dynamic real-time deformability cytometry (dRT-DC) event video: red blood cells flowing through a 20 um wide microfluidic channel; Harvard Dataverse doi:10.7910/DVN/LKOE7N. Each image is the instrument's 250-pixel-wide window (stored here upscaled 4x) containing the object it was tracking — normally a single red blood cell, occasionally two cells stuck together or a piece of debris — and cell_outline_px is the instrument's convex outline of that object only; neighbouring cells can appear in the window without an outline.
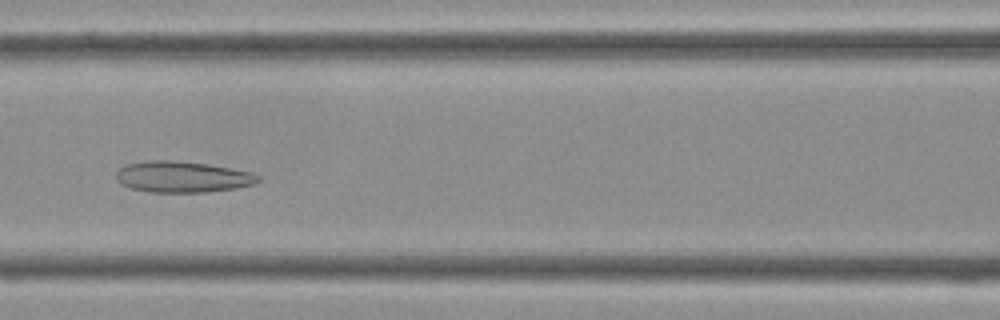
{"species": "Egyptian fruit bat (a non-hibernating species)", "species_latin": "Rousettus aegyptiacus", "temperature_condition": "cold", "stored_images_in_passage": 42, "camera_frame_rate_fps": 3000, "um_per_image_px": 0.085, "frame": {"image": 1, "passage_image": 17, "time_ms": 5.333, "image_size_px": [1000, 320], "cell_outline_px": [[260, 180], [252, 184], [236, 188], [208, 192], [148, 192], [132, 188], [120, 184], [116, 180], [116, 172], [120, 168], [128, 164], [148, 160], [172, 160], [208, 164], [252, 172], [260, 176]], "centroid_in_image_um": [15.49, 15.03], "position_along_channel_um": 151.1, "area_um2": 25.78}}
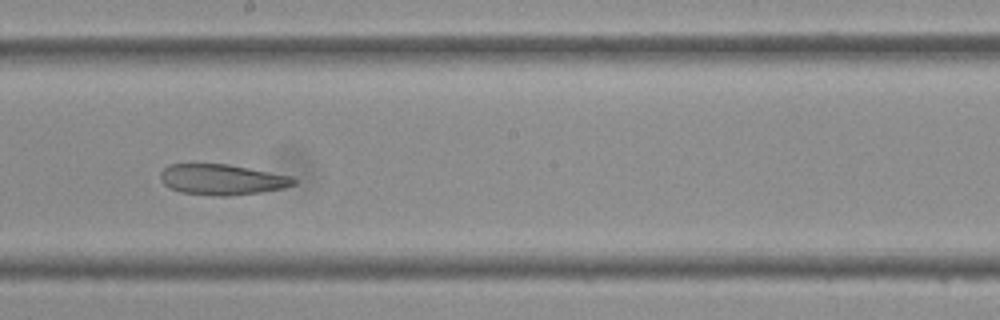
{"frame": {"image": 2, "passage_image": 22, "time_ms": 7.0, "image_size_px": [1000, 320], "cell_outline_px": [[296, 184], [284, 188], [260, 192], [228, 196], [216, 196], [180, 192], [168, 188], [160, 180], [160, 172], [168, 164], [228, 164], [292, 176], [296, 180]], "centroid_in_image_um": [18.85, 15.26], "position_along_channel_um": 229.4, "area_um2": 23.93}}
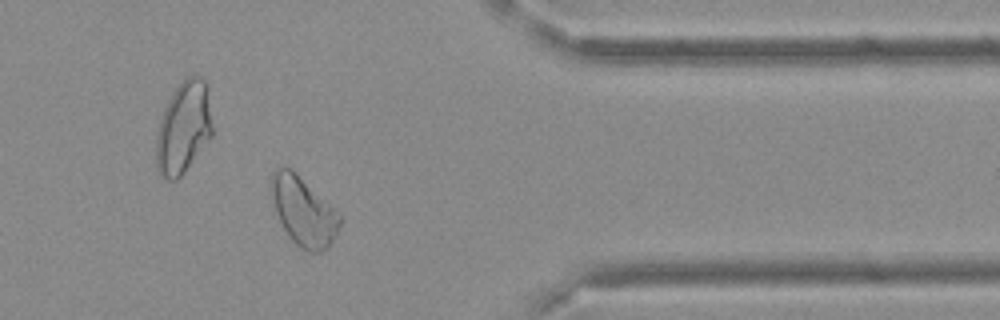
{"frame": {"image": 3, "passage_image": 33, "time_ms": 10.667, "image_size_px": [1000, 320], "cell_outline_px": [[340, 224], [328, 248], [320, 252], [308, 252], [300, 248], [288, 236], [272, 212], [268, 196], [268, 188], [272, 172], [276, 168], [292, 168], [340, 212]], "centroid_in_image_um": [25.7, 17.92], "position_along_channel_um": 385.7, "area_um2": 28.55}}